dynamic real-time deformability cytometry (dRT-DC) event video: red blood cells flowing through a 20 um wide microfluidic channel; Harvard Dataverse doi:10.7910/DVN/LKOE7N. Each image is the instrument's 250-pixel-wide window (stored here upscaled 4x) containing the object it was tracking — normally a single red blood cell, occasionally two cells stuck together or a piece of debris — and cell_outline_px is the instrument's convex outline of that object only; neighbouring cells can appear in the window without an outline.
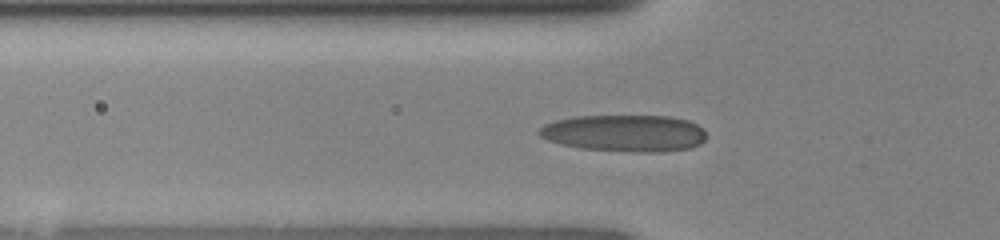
{"species": "human", "species_latin": "Homo sapiens", "temperature_condition": "room temperature", "stored_images_in_passage": 35, "camera_frame_rate_fps": 3000, "um_per_image_px": 0.085, "donor": {"sex": "female"}, "frame": {"image": 1, "passage_image": 3, "time_ms": 0.667, "image_size_px": [1000, 240], "cell_outline_px": [[704, 140], [700, 144], [692, 148], [660, 152], [632, 152], [580, 148], [560, 144], [548, 140], [540, 136], [536, 132], [544, 124], [556, 120], [576, 116], [668, 116], [688, 120], [704, 128]], "centroid_in_image_um": [53.09, 11.32], "position_along_channel_um": 72.7, "area_um2": 36.07}}
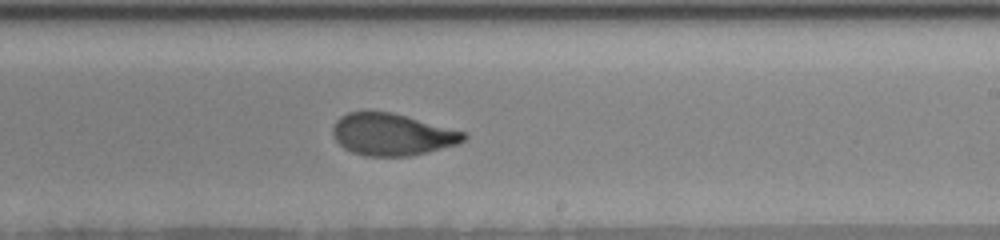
{"frame": {"image": 2, "passage_image": 16, "time_ms": 5.0, "image_size_px": [1000, 240], "cell_outline_px": [[468, 136], [460, 144], [408, 156], [364, 156], [352, 152], [344, 148], [332, 136], [332, 128], [336, 120], [340, 116], [348, 112], [392, 112], [464, 132]], "centroid_in_image_um": [33.3, 11.43], "position_along_channel_um": 255.7, "area_um2": 31.85}}
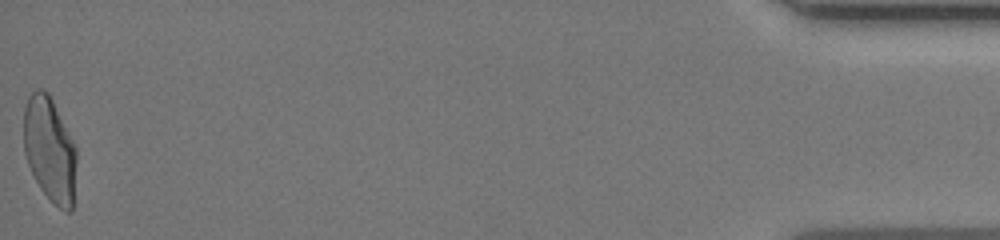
{"frame": {"image": 3, "passage_image": 35, "time_ms": 11.333, "image_size_px": [1000, 240], "cell_outline_px": [[76, 160], [72, 208], [68, 212], [64, 212], [40, 188], [28, 164], [24, 152], [24, 108], [28, 96], [36, 88], [40, 88], [48, 92], [76, 148]], "centroid_in_image_um": [4.21, 12.68], "position_along_channel_um": 431.0, "area_um2": 31.73}}